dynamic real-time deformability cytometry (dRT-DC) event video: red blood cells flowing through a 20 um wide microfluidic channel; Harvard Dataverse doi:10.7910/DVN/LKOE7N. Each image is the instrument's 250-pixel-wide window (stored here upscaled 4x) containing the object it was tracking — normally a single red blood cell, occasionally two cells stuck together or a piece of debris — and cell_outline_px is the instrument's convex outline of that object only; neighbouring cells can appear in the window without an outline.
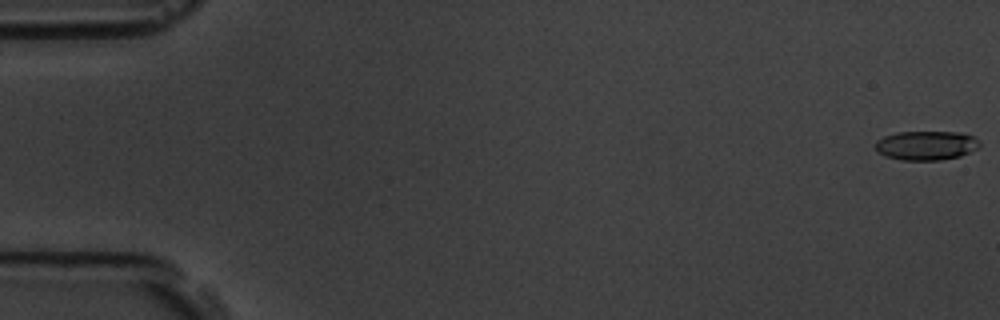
{"species": "common noctule bat (a hibernating species)", "species_latin": "Nyctalus noctula", "temperature_condition": "room temperature", "stored_images_in_passage": 53, "camera_frame_rate_fps": 3000, "um_per_image_px": 0.085, "animal": {"sex": "male", "body_mass_g": 19.5, "forearm_length_mm": 54.6}, "frame": {"image": 1, "passage_image": 1, "time_ms": 0.0, "image_size_px": [1000, 320], "cell_outline_px": [[980, 148], [960, 156], [940, 160], [900, 160], [884, 156], [876, 148], [876, 140], [884, 136], [896, 132], [960, 132], [972, 136], [980, 144]], "centroid_in_image_um": [78.73, 12.36], "position_along_channel_um": 6.3, "area_um2": 17.74}}
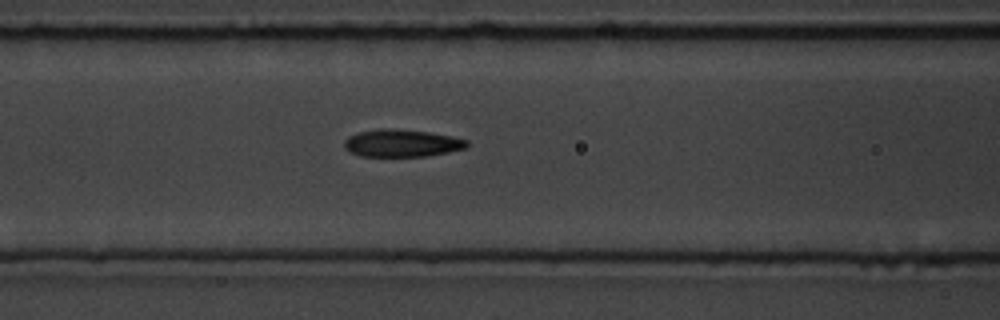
{"frame": {"image": 2, "passage_image": 24, "time_ms": 7.667, "image_size_px": [1000, 320], "cell_outline_px": [[468, 144], [464, 148], [448, 152], [424, 156], [360, 156], [344, 148], [344, 140], [348, 136], [360, 132], [380, 128], [392, 128], [428, 132], [468, 140]], "centroid_in_image_um": [34.11, 12.16], "position_along_channel_um": 132.5, "area_um2": 19.36}}
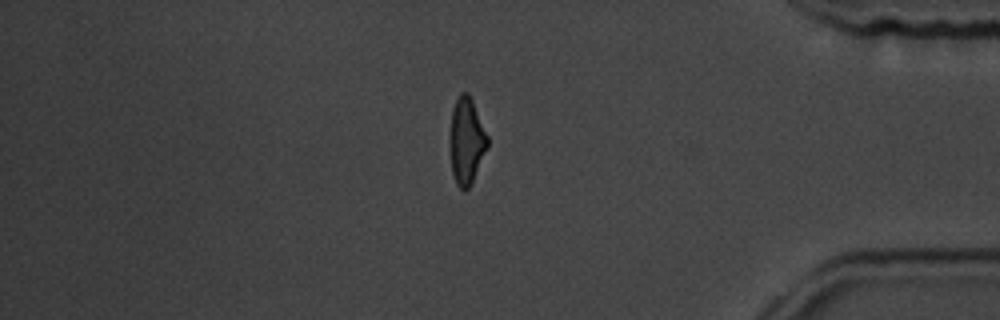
{"frame": {"image": 3, "passage_image": 48, "time_ms": 15.667, "image_size_px": [1000, 320], "cell_outline_px": [[488, 148], [468, 188], [464, 192], [456, 184], [452, 172], [448, 140], [452, 108], [460, 92], [468, 92], [472, 100], [488, 136]], "centroid_in_image_um": [39.62, 11.96], "position_along_channel_um": 395.6, "area_um2": 19.19}}